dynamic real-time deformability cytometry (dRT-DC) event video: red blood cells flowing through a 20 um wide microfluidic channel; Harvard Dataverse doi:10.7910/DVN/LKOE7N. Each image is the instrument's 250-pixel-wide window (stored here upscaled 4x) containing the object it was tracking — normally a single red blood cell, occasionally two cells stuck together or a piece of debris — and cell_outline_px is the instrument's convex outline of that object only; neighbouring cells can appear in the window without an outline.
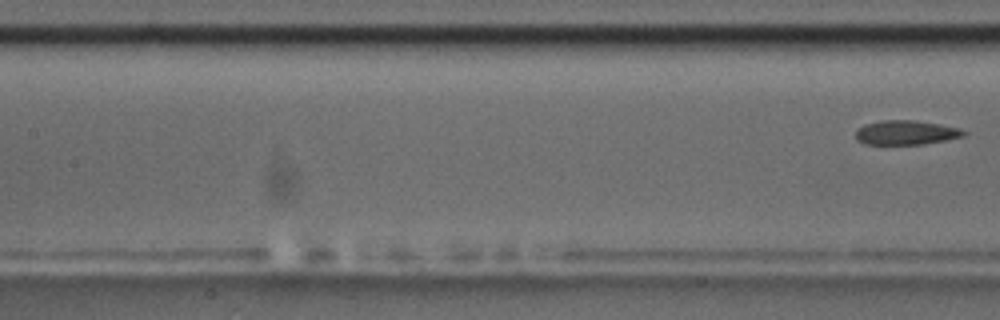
{"species": "common noctule bat (a hibernating species)", "species_latin": "Nyctalus noctula", "temperature_condition": "room temperature", "stored_images_in_passage": 8, "camera_frame_rate_fps": 3000, "um_per_image_px": 0.085, "animal": {"sex": "male", "body_mass_g": 17.5, "forearm_length_mm": 52.3}, "frame": {"image": 1, "passage_image": 8, "time_ms": 8.667, "image_size_px": [1000, 320], "cell_outline_px": [[968, 132], [964, 136], [924, 144], [864, 144], [856, 140], [856, 132], [864, 124], [884, 120], [912, 120], [940, 124], [960, 128]], "centroid_in_image_um": [77.02, 11.27], "position_along_channel_um": 130.4, "area_um2": 15.26}}